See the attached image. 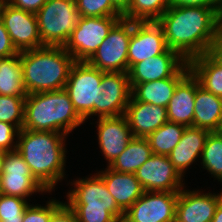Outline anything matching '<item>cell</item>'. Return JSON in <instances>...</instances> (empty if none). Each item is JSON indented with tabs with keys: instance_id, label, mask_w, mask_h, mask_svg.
<instances>
[{
	"instance_id": "obj_11",
	"label": "cell",
	"mask_w": 222,
	"mask_h": 222,
	"mask_svg": "<svg viewBox=\"0 0 222 222\" xmlns=\"http://www.w3.org/2000/svg\"><path fill=\"white\" fill-rule=\"evenodd\" d=\"M34 192L48 191L33 177L29 166L17 150L4 152L0 194L26 199Z\"/></svg>"
},
{
	"instance_id": "obj_17",
	"label": "cell",
	"mask_w": 222,
	"mask_h": 222,
	"mask_svg": "<svg viewBox=\"0 0 222 222\" xmlns=\"http://www.w3.org/2000/svg\"><path fill=\"white\" fill-rule=\"evenodd\" d=\"M186 62L177 52L168 49L162 54L133 64L127 72L131 89L136 84L170 78Z\"/></svg>"
},
{
	"instance_id": "obj_31",
	"label": "cell",
	"mask_w": 222,
	"mask_h": 222,
	"mask_svg": "<svg viewBox=\"0 0 222 222\" xmlns=\"http://www.w3.org/2000/svg\"><path fill=\"white\" fill-rule=\"evenodd\" d=\"M25 98L0 95V121L12 124L20 131L24 122Z\"/></svg>"
},
{
	"instance_id": "obj_13",
	"label": "cell",
	"mask_w": 222,
	"mask_h": 222,
	"mask_svg": "<svg viewBox=\"0 0 222 222\" xmlns=\"http://www.w3.org/2000/svg\"><path fill=\"white\" fill-rule=\"evenodd\" d=\"M134 174L144 191L179 192L184 187L183 177L174 168L168 156L152 154Z\"/></svg>"
},
{
	"instance_id": "obj_23",
	"label": "cell",
	"mask_w": 222,
	"mask_h": 222,
	"mask_svg": "<svg viewBox=\"0 0 222 222\" xmlns=\"http://www.w3.org/2000/svg\"><path fill=\"white\" fill-rule=\"evenodd\" d=\"M210 131L197 127H186L178 145L168 155L178 173L184 177L185 170L202 154Z\"/></svg>"
},
{
	"instance_id": "obj_37",
	"label": "cell",
	"mask_w": 222,
	"mask_h": 222,
	"mask_svg": "<svg viewBox=\"0 0 222 222\" xmlns=\"http://www.w3.org/2000/svg\"><path fill=\"white\" fill-rule=\"evenodd\" d=\"M170 6L214 8L222 16V0H169Z\"/></svg>"
},
{
	"instance_id": "obj_20",
	"label": "cell",
	"mask_w": 222,
	"mask_h": 222,
	"mask_svg": "<svg viewBox=\"0 0 222 222\" xmlns=\"http://www.w3.org/2000/svg\"><path fill=\"white\" fill-rule=\"evenodd\" d=\"M196 77L190 71L176 86L167 106L169 122L185 127L193 126L195 107Z\"/></svg>"
},
{
	"instance_id": "obj_10",
	"label": "cell",
	"mask_w": 222,
	"mask_h": 222,
	"mask_svg": "<svg viewBox=\"0 0 222 222\" xmlns=\"http://www.w3.org/2000/svg\"><path fill=\"white\" fill-rule=\"evenodd\" d=\"M0 18L18 52L43 47L34 13L0 1Z\"/></svg>"
},
{
	"instance_id": "obj_16",
	"label": "cell",
	"mask_w": 222,
	"mask_h": 222,
	"mask_svg": "<svg viewBox=\"0 0 222 222\" xmlns=\"http://www.w3.org/2000/svg\"><path fill=\"white\" fill-rule=\"evenodd\" d=\"M222 201V192L201 193L182 188L176 202L175 222H211Z\"/></svg>"
},
{
	"instance_id": "obj_6",
	"label": "cell",
	"mask_w": 222,
	"mask_h": 222,
	"mask_svg": "<svg viewBox=\"0 0 222 222\" xmlns=\"http://www.w3.org/2000/svg\"><path fill=\"white\" fill-rule=\"evenodd\" d=\"M104 73L86 61H76L71 67L64 89L84 120L99 114L100 84Z\"/></svg>"
},
{
	"instance_id": "obj_8",
	"label": "cell",
	"mask_w": 222,
	"mask_h": 222,
	"mask_svg": "<svg viewBox=\"0 0 222 222\" xmlns=\"http://www.w3.org/2000/svg\"><path fill=\"white\" fill-rule=\"evenodd\" d=\"M123 16L80 17L65 50L75 61H87Z\"/></svg>"
},
{
	"instance_id": "obj_19",
	"label": "cell",
	"mask_w": 222,
	"mask_h": 222,
	"mask_svg": "<svg viewBox=\"0 0 222 222\" xmlns=\"http://www.w3.org/2000/svg\"><path fill=\"white\" fill-rule=\"evenodd\" d=\"M124 116L134 137L146 138L168 122L167 108L135 101L132 97L128 102Z\"/></svg>"
},
{
	"instance_id": "obj_44",
	"label": "cell",
	"mask_w": 222,
	"mask_h": 222,
	"mask_svg": "<svg viewBox=\"0 0 222 222\" xmlns=\"http://www.w3.org/2000/svg\"><path fill=\"white\" fill-rule=\"evenodd\" d=\"M4 152L0 151V175L3 172Z\"/></svg>"
},
{
	"instance_id": "obj_9",
	"label": "cell",
	"mask_w": 222,
	"mask_h": 222,
	"mask_svg": "<svg viewBox=\"0 0 222 222\" xmlns=\"http://www.w3.org/2000/svg\"><path fill=\"white\" fill-rule=\"evenodd\" d=\"M74 189L70 190L68 202L71 209L107 210L118 222L124 219V211L107 190L103 178L94 176L74 181Z\"/></svg>"
},
{
	"instance_id": "obj_25",
	"label": "cell",
	"mask_w": 222,
	"mask_h": 222,
	"mask_svg": "<svg viewBox=\"0 0 222 222\" xmlns=\"http://www.w3.org/2000/svg\"><path fill=\"white\" fill-rule=\"evenodd\" d=\"M190 71L200 86L222 98V57L217 51L205 53L189 62Z\"/></svg>"
},
{
	"instance_id": "obj_3",
	"label": "cell",
	"mask_w": 222,
	"mask_h": 222,
	"mask_svg": "<svg viewBox=\"0 0 222 222\" xmlns=\"http://www.w3.org/2000/svg\"><path fill=\"white\" fill-rule=\"evenodd\" d=\"M76 61L63 46H43L21 52L27 94L64 89Z\"/></svg>"
},
{
	"instance_id": "obj_34",
	"label": "cell",
	"mask_w": 222,
	"mask_h": 222,
	"mask_svg": "<svg viewBox=\"0 0 222 222\" xmlns=\"http://www.w3.org/2000/svg\"><path fill=\"white\" fill-rule=\"evenodd\" d=\"M63 204L57 200H49L47 205H28L24 211L23 222H50L51 215Z\"/></svg>"
},
{
	"instance_id": "obj_42",
	"label": "cell",
	"mask_w": 222,
	"mask_h": 222,
	"mask_svg": "<svg viewBox=\"0 0 222 222\" xmlns=\"http://www.w3.org/2000/svg\"><path fill=\"white\" fill-rule=\"evenodd\" d=\"M211 222H222V201L217 206L214 217Z\"/></svg>"
},
{
	"instance_id": "obj_35",
	"label": "cell",
	"mask_w": 222,
	"mask_h": 222,
	"mask_svg": "<svg viewBox=\"0 0 222 222\" xmlns=\"http://www.w3.org/2000/svg\"><path fill=\"white\" fill-rule=\"evenodd\" d=\"M78 222H118L107 210L72 209Z\"/></svg>"
},
{
	"instance_id": "obj_36",
	"label": "cell",
	"mask_w": 222,
	"mask_h": 222,
	"mask_svg": "<svg viewBox=\"0 0 222 222\" xmlns=\"http://www.w3.org/2000/svg\"><path fill=\"white\" fill-rule=\"evenodd\" d=\"M18 132L19 130L14 125L0 121V151L17 150V143L13 140L15 135H18Z\"/></svg>"
},
{
	"instance_id": "obj_41",
	"label": "cell",
	"mask_w": 222,
	"mask_h": 222,
	"mask_svg": "<svg viewBox=\"0 0 222 222\" xmlns=\"http://www.w3.org/2000/svg\"><path fill=\"white\" fill-rule=\"evenodd\" d=\"M110 1L123 14L128 9L131 0H110Z\"/></svg>"
},
{
	"instance_id": "obj_40",
	"label": "cell",
	"mask_w": 222,
	"mask_h": 222,
	"mask_svg": "<svg viewBox=\"0 0 222 222\" xmlns=\"http://www.w3.org/2000/svg\"><path fill=\"white\" fill-rule=\"evenodd\" d=\"M12 6L31 12L36 13L40 8L47 2V0H5Z\"/></svg>"
},
{
	"instance_id": "obj_30",
	"label": "cell",
	"mask_w": 222,
	"mask_h": 222,
	"mask_svg": "<svg viewBox=\"0 0 222 222\" xmlns=\"http://www.w3.org/2000/svg\"><path fill=\"white\" fill-rule=\"evenodd\" d=\"M200 157L203 168L222 182V136L210 132Z\"/></svg>"
},
{
	"instance_id": "obj_45",
	"label": "cell",
	"mask_w": 222,
	"mask_h": 222,
	"mask_svg": "<svg viewBox=\"0 0 222 222\" xmlns=\"http://www.w3.org/2000/svg\"><path fill=\"white\" fill-rule=\"evenodd\" d=\"M216 132H217L219 135L222 136V120H221L220 125H219V128H218V130H217Z\"/></svg>"
},
{
	"instance_id": "obj_43",
	"label": "cell",
	"mask_w": 222,
	"mask_h": 222,
	"mask_svg": "<svg viewBox=\"0 0 222 222\" xmlns=\"http://www.w3.org/2000/svg\"><path fill=\"white\" fill-rule=\"evenodd\" d=\"M216 51H217V52L220 54V56L222 57V31H221V34H220V37H219V40H218V43H217Z\"/></svg>"
},
{
	"instance_id": "obj_24",
	"label": "cell",
	"mask_w": 222,
	"mask_h": 222,
	"mask_svg": "<svg viewBox=\"0 0 222 222\" xmlns=\"http://www.w3.org/2000/svg\"><path fill=\"white\" fill-rule=\"evenodd\" d=\"M222 120V98L200 86L196 78L193 127L216 132Z\"/></svg>"
},
{
	"instance_id": "obj_7",
	"label": "cell",
	"mask_w": 222,
	"mask_h": 222,
	"mask_svg": "<svg viewBox=\"0 0 222 222\" xmlns=\"http://www.w3.org/2000/svg\"><path fill=\"white\" fill-rule=\"evenodd\" d=\"M133 21L121 18L95 53L86 61L102 72H128V47Z\"/></svg>"
},
{
	"instance_id": "obj_12",
	"label": "cell",
	"mask_w": 222,
	"mask_h": 222,
	"mask_svg": "<svg viewBox=\"0 0 222 222\" xmlns=\"http://www.w3.org/2000/svg\"><path fill=\"white\" fill-rule=\"evenodd\" d=\"M179 192H148L124 213L122 222H175Z\"/></svg>"
},
{
	"instance_id": "obj_14",
	"label": "cell",
	"mask_w": 222,
	"mask_h": 222,
	"mask_svg": "<svg viewBox=\"0 0 222 222\" xmlns=\"http://www.w3.org/2000/svg\"><path fill=\"white\" fill-rule=\"evenodd\" d=\"M164 31L157 21H133L128 47V70L136 63L168 50Z\"/></svg>"
},
{
	"instance_id": "obj_5",
	"label": "cell",
	"mask_w": 222,
	"mask_h": 222,
	"mask_svg": "<svg viewBox=\"0 0 222 222\" xmlns=\"http://www.w3.org/2000/svg\"><path fill=\"white\" fill-rule=\"evenodd\" d=\"M35 15L44 46L64 47L80 18L75 0H47Z\"/></svg>"
},
{
	"instance_id": "obj_27",
	"label": "cell",
	"mask_w": 222,
	"mask_h": 222,
	"mask_svg": "<svg viewBox=\"0 0 222 222\" xmlns=\"http://www.w3.org/2000/svg\"><path fill=\"white\" fill-rule=\"evenodd\" d=\"M21 52L0 59V95L26 97L23 85Z\"/></svg>"
},
{
	"instance_id": "obj_1",
	"label": "cell",
	"mask_w": 222,
	"mask_h": 222,
	"mask_svg": "<svg viewBox=\"0 0 222 222\" xmlns=\"http://www.w3.org/2000/svg\"><path fill=\"white\" fill-rule=\"evenodd\" d=\"M166 44L185 61L216 51L222 16L214 8L170 6L157 20Z\"/></svg>"
},
{
	"instance_id": "obj_29",
	"label": "cell",
	"mask_w": 222,
	"mask_h": 222,
	"mask_svg": "<svg viewBox=\"0 0 222 222\" xmlns=\"http://www.w3.org/2000/svg\"><path fill=\"white\" fill-rule=\"evenodd\" d=\"M169 7V0H131L123 18L131 21H157Z\"/></svg>"
},
{
	"instance_id": "obj_21",
	"label": "cell",
	"mask_w": 222,
	"mask_h": 222,
	"mask_svg": "<svg viewBox=\"0 0 222 222\" xmlns=\"http://www.w3.org/2000/svg\"><path fill=\"white\" fill-rule=\"evenodd\" d=\"M190 72L186 62L172 77L156 81L136 84L132 88L131 97L135 101L151 103L167 108L177 84Z\"/></svg>"
},
{
	"instance_id": "obj_18",
	"label": "cell",
	"mask_w": 222,
	"mask_h": 222,
	"mask_svg": "<svg viewBox=\"0 0 222 222\" xmlns=\"http://www.w3.org/2000/svg\"><path fill=\"white\" fill-rule=\"evenodd\" d=\"M99 147L110 165L134 137L124 115L98 118Z\"/></svg>"
},
{
	"instance_id": "obj_33",
	"label": "cell",
	"mask_w": 222,
	"mask_h": 222,
	"mask_svg": "<svg viewBox=\"0 0 222 222\" xmlns=\"http://www.w3.org/2000/svg\"><path fill=\"white\" fill-rule=\"evenodd\" d=\"M80 17L123 16L110 0H75Z\"/></svg>"
},
{
	"instance_id": "obj_15",
	"label": "cell",
	"mask_w": 222,
	"mask_h": 222,
	"mask_svg": "<svg viewBox=\"0 0 222 222\" xmlns=\"http://www.w3.org/2000/svg\"><path fill=\"white\" fill-rule=\"evenodd\" d=\"M98 117H118L124 115L131 98L128 73L108 72L102 76L100 84Z\"/></svg>"
},
{
	"instance_id": "obj_38",
	"label": "cell",
	"mask_w": 222,
	"mask_h": 222,
	"mask_svg": "<svg viewBox=\"0 0 222 222\" xmlns=\"http://www.w3.org/2000/svg\"><path fill=\"white\" fill-rule=\"evenodd\" d=\"M19 52L14 47L2 19L0 18V58L12 57Z\"/></svg>"
},
{
	"instance_id": "obj_39",
	"label": "cell",
	"mask_w": 222,
	"mask_h": 222,
	"mask_svg": "<svg viewBox=\"0 0 222 222\" xmlns=\"http://www.w3.org/2000/svg\"><path fill=\"white\" fill-rule=\"evenodd\" d=\"M50 222H78L75 212L63 203L52 215Z\"/></svg>"
},
{
	"instance_id": "obj_26",
	"label": "cell",
	"mask_w": 222,
	"mask_h": 222,
	"mask_svg": "<svg viewBox=\"0 0 222 222\" xmlns=\"http://www.w3.org/2000/svg\"><path fill=\"white\" fill-rule=\"evenodd\" d=\"M152 154L146 138L133 137L125 150L108 167L119 173H135Z\"/></svg>"
},
{
	"instance_id": "obj_28",
	"label": "cell",
	"mask_w": 222,
	"mask_h": 222,
	"mask_svg": "<svg viewBox=\"0 0 222 222\" xmlns=\"http://www.w3.org/2000/svg\"><path fill=\"white\" fill-rule=\"evenodd\" d=\"M185 126L177 123L167 122L160 128L149 134L148 140L152 153L168 156L178 145L185 131Z\"/></svg>"
},
{
	"instance_id": "obj_22",
	"label": "cell",
	"mask_w": 222,
	"mask_h": 222,
	"mask_svg": "<svg viewBox=\"0 0 222 222\" xmlns=\"http://www.w3.org/2000/svg\"><path fill=\"white\" fill-rule=\"evenodd\" d=\"M99 172L107 190L124 212L142 196L144 190L134 173H119L108 166Z\"/></svg>"
},
{
	"instance_id": "obj_32",
	"label": "cell",
	"mask_w": 222,
	"mask_h": 222,
	"mask_svg": "<svg viewBox=\"0 0 222 222\" xmlns=\"http://www.w3.org/2000/svg\"><path fill=\"white\" fill-rule=\"evenodd\" d=\"M26 199L0 194V222H23Z\"/></svg>"
},
{
	"instance_id": "obj_4",
	"label": "cell",
	"mask_w": 222,
	"mask_h": 222,
	"mask_svg": "<svg viewBox=\"0 0 222 222\" xmlns=\"http://www.w3.org/2000/svg\"><path fill=\"white\" fill-rule=\"evenodd\" d=\"M65 89L27 94L22 129L65 135L84 123Z\"/></svg>"
},
{
	"instance_id": "obj_2",
	"label": "cell",
	"mask_w": 222,
	"mask_h": 222,
	"mask_svg": "<svg viewBox=\"0 0 222 222\" xmlns=\"http://www.w3.org/2000/svg\"><path fill=\"white\" fill-rule=\"evenodd\" d=\"M66 136L58 132L27 129H21L16 136L17 151L29 166L33 177L48 192L64 177Z\"/></svg>"
}]
</instances>
